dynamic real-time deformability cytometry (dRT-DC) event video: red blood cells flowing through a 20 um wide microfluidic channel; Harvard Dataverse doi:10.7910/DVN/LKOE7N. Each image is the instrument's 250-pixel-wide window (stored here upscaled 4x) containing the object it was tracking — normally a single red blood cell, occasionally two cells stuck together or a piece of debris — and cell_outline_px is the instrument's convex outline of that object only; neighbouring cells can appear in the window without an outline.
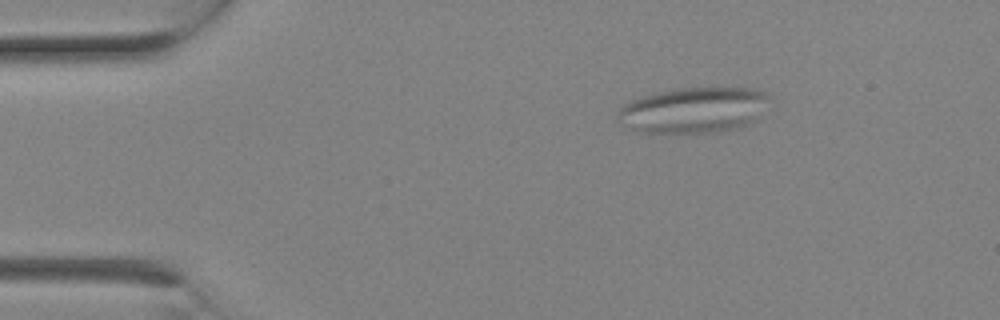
{"species": "Egyptian fruit bat (a non-hibernating species)", "species_latin": "Rousettus aegyptiacus", "temperature_condition": "room temperature", "stored_images_in_passage": 2, "camera_frame_rate_fps": 3000, "um_per_image_px": 0.085, "animal": {"sex": "female"}, "frame": {"image": 1, "passage_image": 1, "time_ms": 0.0, "image_size_px": [1000, 320], "cell_outline_px": [[772, 96], [760, 116], [752, 124], [736, 128], [716, 132], [640, 132], [620, 124], [616, 120], [616, 112], [624, 104], [632, 100], [656, 92], [676, 88], [756, 88], [768, 92]], "centroid_in_image_um": [59.0, 9.35], "position_along_channel_um": 26.0, "area_um2": 40.81}}